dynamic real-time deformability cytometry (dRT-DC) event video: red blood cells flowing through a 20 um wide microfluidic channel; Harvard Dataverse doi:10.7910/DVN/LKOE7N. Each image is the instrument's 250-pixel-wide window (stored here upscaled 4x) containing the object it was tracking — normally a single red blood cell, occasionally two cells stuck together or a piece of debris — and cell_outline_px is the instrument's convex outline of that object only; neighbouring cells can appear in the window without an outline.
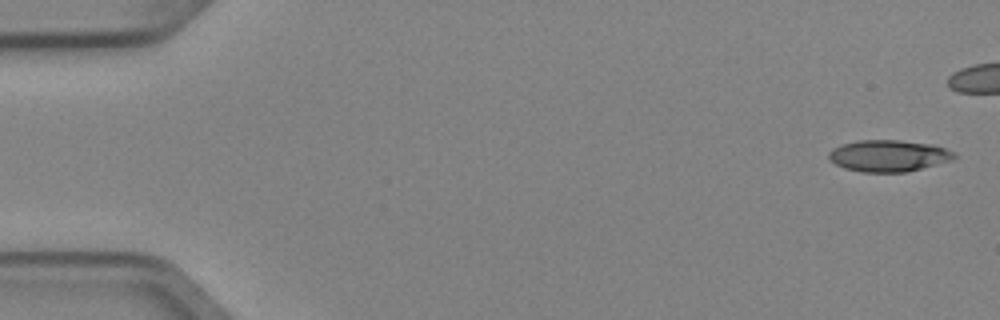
{"species": "Egyptian fruit bat (a non-hibernating species)", "species_latin": "Rousettus aegyptiacus", "temperature_condition": "cold", "stored_images_in_passage": 6, "camera_frame_rate_fps": 3000, "um_per_image_px": 0.085, "animal": {"sex": "female"}, "frame": {"image": 1, "passage_image": 1, "time_ms": 0.0, "image_size_px": [1000, 320], "cell_outline_px": [[956, 156], [952, 160], [908, 172], [860, 172], [844, 168], [828, 160], [828, 152], [832, 148], [844, 144], [860, 140], [900, 140], [932, 144], [956, 152]], "centroid_in_image_um": [75.52, 13.24], "position_along_channel_um": 9.5, "area_um2": 23.24}}
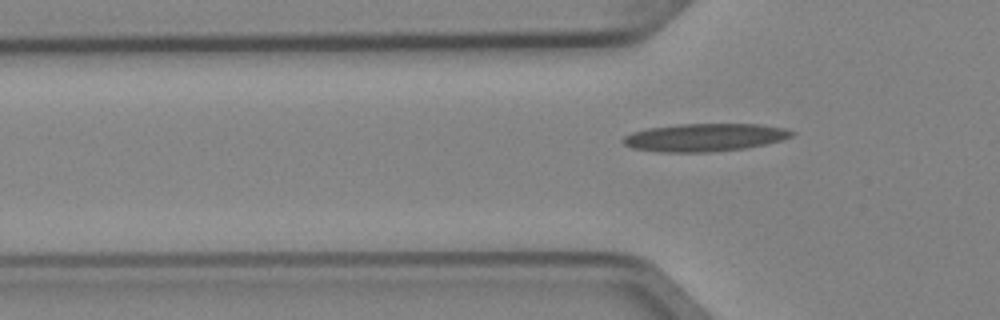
{"frame": {"image": 2, "passage_image": 6, "time_ms": 1.667, "image_size_px": [1000, 320], "cell_outline_px": [[796, 132], [792, 136], [780, 140], [748, 148], [708, 152], [660, 152], [632, 148], [624, 144], [620, 140], [624, 136], [632, 132], [648, 128], [680, 124], [760, 124], [784, 128]], "centroid_in_image_um": [59.87, 11.68], "position_along_channel_um": 65.9, "area_um2": 27.4}}